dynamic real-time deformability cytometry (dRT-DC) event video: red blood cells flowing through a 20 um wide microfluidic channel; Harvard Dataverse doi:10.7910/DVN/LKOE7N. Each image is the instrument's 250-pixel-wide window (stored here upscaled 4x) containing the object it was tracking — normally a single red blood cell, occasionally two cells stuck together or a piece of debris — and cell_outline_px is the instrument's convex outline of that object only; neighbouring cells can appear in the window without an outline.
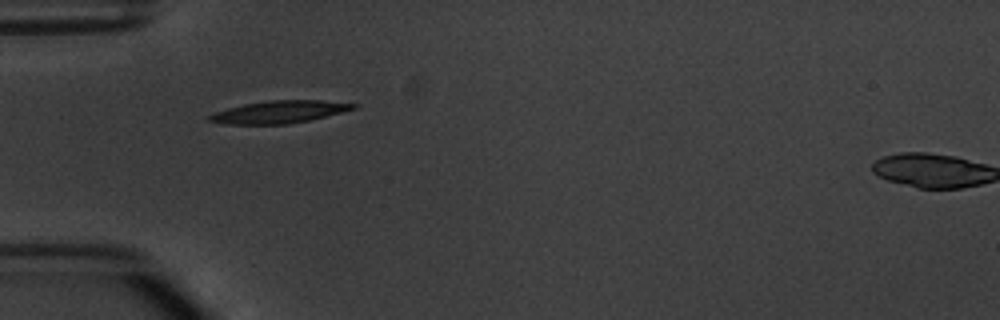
{"species": "common noctule bat (a hibernating species)", "species_latin": "Nyctalus noctula", "temperature_condition": "warm", "stored_images_in_passage": 4, "camera_frame_rate_fps": 3000, "um_per_image_px": 0.085, "animal": {"sex": "male", "body_mass_g": 20.1, "forearm_length_mm": 53.5}, "frame": {"image": 1, "passage_image": 1, "time_ms": 0.0, "image_size_px": [1000, 320], "cell_outline_px": [[360, 104], [356, 108], [308, 120], [288, 124], [228, 124], [208, 120], [208, 116], [216, 112], [228, 108], [244, 104], [268, 100], [320, 100]], "centroid_in_image_um": [23.75, 9.5], "position_along_channel_um": 61.3, "area_um2": 18.5}}
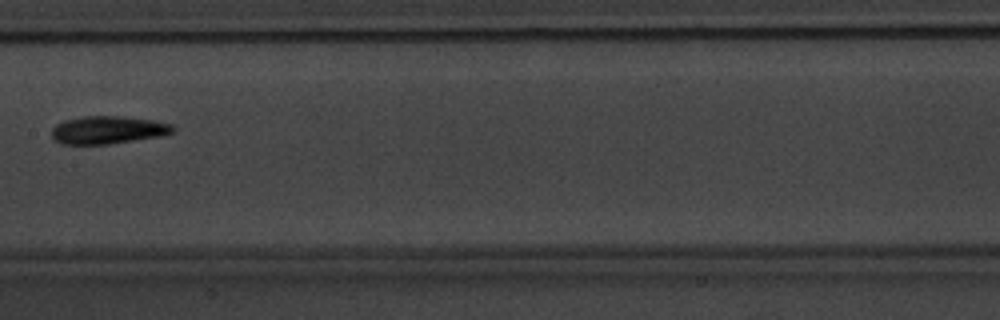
{"frame": {"image": 2, "passage_image": 4, "time_ms": 3.667, "image_size_px": [1000, 320], "cell_outline_px": [[176, 132], [160, 136], [108, 144], [64, 144], [52, 140], [52, 128], [56, 124], [64, 120], [80, 116], [124, 116], [152, 120], [172, 124], [176, 128]], "centroid_in_image_um": [9.17, 11.04], "position_along_channel_um": 198.2, "area_um2": 19.83}}